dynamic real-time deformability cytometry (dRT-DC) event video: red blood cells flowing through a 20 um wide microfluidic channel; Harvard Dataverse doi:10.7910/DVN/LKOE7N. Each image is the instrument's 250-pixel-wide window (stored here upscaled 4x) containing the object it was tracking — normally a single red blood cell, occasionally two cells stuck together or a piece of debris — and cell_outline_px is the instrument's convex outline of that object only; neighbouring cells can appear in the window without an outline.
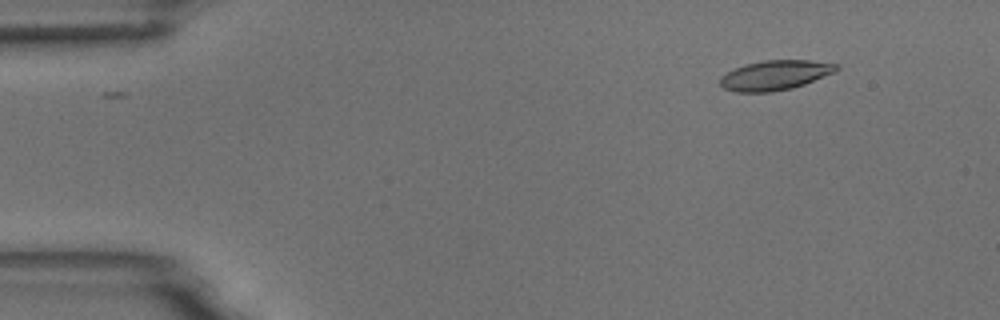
{"species": "common noctule bat (a hibernating species)", "species_latin": "Nyctalus noctula", "temperature_condition": "room temperature", "stored_images_in_passage": 43, "camera_frame_rate_fps": 3000, "um_per_image_px": 0.085, "animal": {"sex": "male", "body_mass_g": 18.8}, "frame": {"image": 1, "passage_image": 1, "time_ms": 0.0, "image_size_px": [1000, 320], "cell_outline_px": [[840, 68], [836, 72], [804, 84], [792, 88], [772, 92], [736, 92], [724, 88], [720, 84], [720, 76], [744, 64], [764, 60], [808, 60], [840, 64]], "centroid_in_image_um": [65.91, 6.39], "position_along_channel_um": 19.1, "area_um2": 20.23}}
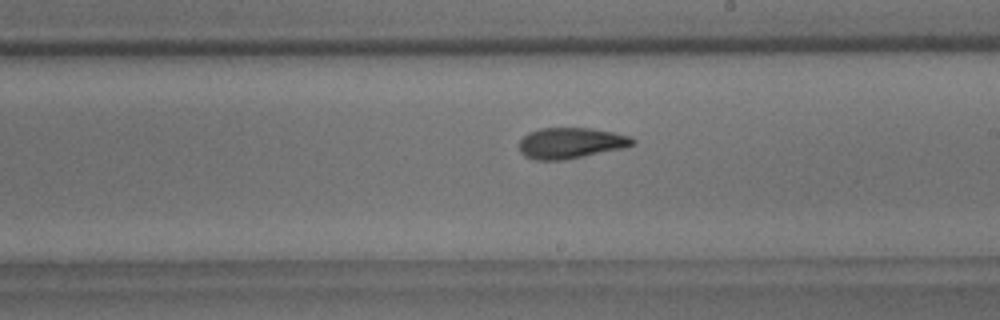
{"frame": {"image": 2, "passage_image": 26, "time_ms": 8.333, "image_size_px": [1000, 320], "cell_outline_px": [[636, 144], [624, 148], [564, 160], [536, 160], [524, 156], [520, 152], [520, 140], [528, 132], [540, 128], [592, 128], [612, 132], [628, 136], [636, 140]], "centroid_in_image_um": [48.51, 12.16], "position_along_channel_um": 240.5, "area_um2": 20.46}}
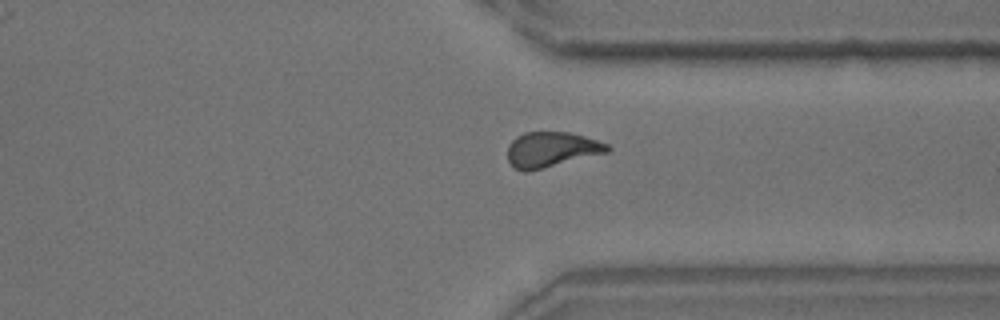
{"frame": {"image": 3, "passage_image": 36, "time_ms": 11.667, "image_size_px": [1000, 320], "cell_outline_px": [[612, 148], [608, 152], [528, 172], [524, 172], [512, 168], [508, 160], [508, 144], [516, 136], [524, 132], [568, 132], [584, 136], [608, 144]], "centroid_in_image_um": [46.83, 12.72], "position_along_channel_um": 364.6, "area_um2": 20.63}, "authors_computed_cell_mechanics": {"area_um2": 20.519, "velocity_mm_per_s": 3.7302, "shape_relaxation_time_tau1_ms": 7.1325, "shape_relaxation_time_tau2_ms": 2.492, "deformation_change_tau1": 0.1864, "deformation_change_tau2": 0.0957}}